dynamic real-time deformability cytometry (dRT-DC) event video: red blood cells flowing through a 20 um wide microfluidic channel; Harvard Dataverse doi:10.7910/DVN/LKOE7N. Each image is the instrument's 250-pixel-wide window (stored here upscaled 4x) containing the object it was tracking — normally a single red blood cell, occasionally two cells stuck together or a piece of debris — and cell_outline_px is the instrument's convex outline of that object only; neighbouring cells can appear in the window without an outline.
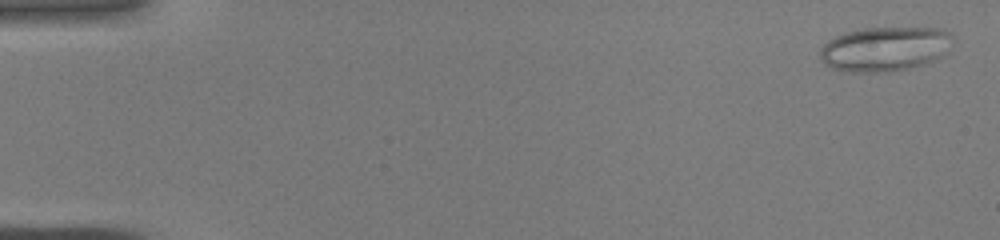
{"species": "common noctule bat (a hibernating species)", "species_latin": "Nyctalus noctula", "temperature_condition": "warm", "stored_images_in_passage": 43, "camera_frame_rate_fps": 3000, "um_per_image_px": 0.085, "animal": {"sex": "male", "body_mass_g": 19.0, "forearm_length_mm": 50.8}, "frame": {"image": 1, "passage_image": 1, "time_ms": 0.0, "image_size_px": [1000, 240], "cell_outline_px": [[952, 36], [940, 56], [932, 60], [920, 64], [904, 68], [876, 72], [852, 72], [832, 68], [824, 64], [820, 60], [820, 48], [828, 40], [836, 36], [848, 32], [864, 28], [936, 28], [952, 32]], "centroid_in_image_um": [75.12, 4.14], "position_along_channel_um": 9.9, "area_um2": 33.52}}
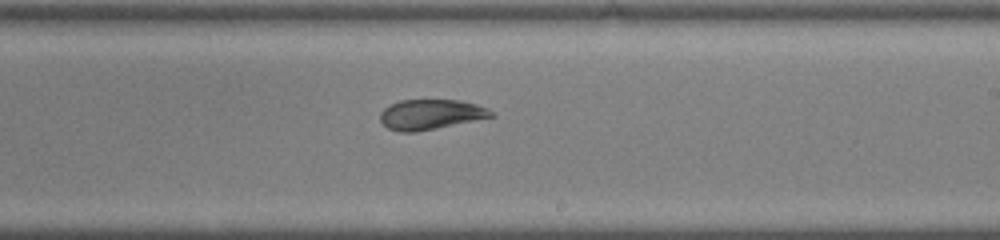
{"frame": {"image": 2, "passage_image": 26, "time_ms": 8.333, "image_size_px": [1000, 240], "cell_outline_px": [[492, 116], [436, 128], [416, 132], [400, 132], [388, 128], [380, 120], [380, 112], [384, 108], [400, 100], [460, 100], [476, 104], [488, 108], [492, 112]], "centroid_in_image_um": [36.56, 9.72], "position_along_channel_um": 252.4, "area_um2": 19.13}}
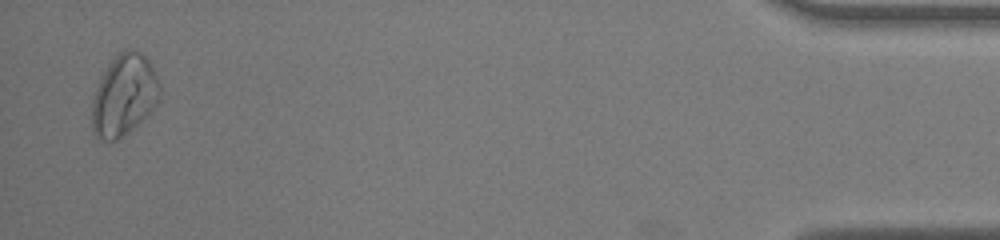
{"frame": {"image": 3, "passage_image": 42, "time_ms": 13.667, "image_size_px": [1000, 240], "cell_outline_px": [[160, 100], [128, 132], [116, 140], [104, 140], [96, 136], [92, 132], [92, 100], [96, 88], [108, 64], [124, 48], [128, 48], [140, 52], [152, 64], [160, 84]], "centroid_in_image_um": [10.55, 8.07], "position_along_channel_um": 424.7, "area_um2": 31.79}}